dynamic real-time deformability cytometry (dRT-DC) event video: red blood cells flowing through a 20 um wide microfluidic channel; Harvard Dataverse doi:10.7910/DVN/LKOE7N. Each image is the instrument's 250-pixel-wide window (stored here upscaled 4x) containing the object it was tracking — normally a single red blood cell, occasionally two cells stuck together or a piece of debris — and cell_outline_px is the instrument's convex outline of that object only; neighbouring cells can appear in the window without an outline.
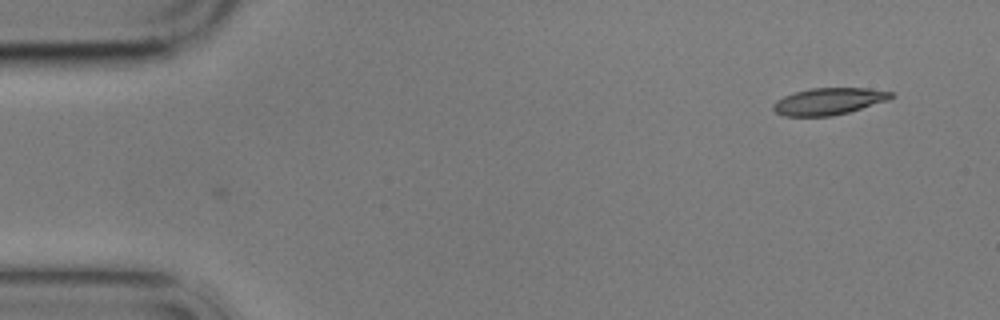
{"species": "common noctule bat (a hibernating species)", "species_latin": "Nyctalus noctula", "temperature_condition": "cold", "stored_images_in_passage": 4, "camera_frame_rate_fps": 3000, "um_per_image_px": 0.085, "animal": {"sex": "male", "body_mass_g": 17.9}, "frame": {"image": 1, "passage_image": 1, "time_ms": 0.0, "image_size_px": [1000, 320], "cell_outline_px": [[896, 96], [888, 100], [848, 112], [832, 116], [784, 116], [776, 112], [772, 108], [772, 104], [776, 100], [784, 96], [796, 92], [812, 88], [868, 88], [892, 92]], "centroid_in_image_um": [70.44, 8.61], "position_along_channel_um": 14.6, "area_um2": 18.38}}